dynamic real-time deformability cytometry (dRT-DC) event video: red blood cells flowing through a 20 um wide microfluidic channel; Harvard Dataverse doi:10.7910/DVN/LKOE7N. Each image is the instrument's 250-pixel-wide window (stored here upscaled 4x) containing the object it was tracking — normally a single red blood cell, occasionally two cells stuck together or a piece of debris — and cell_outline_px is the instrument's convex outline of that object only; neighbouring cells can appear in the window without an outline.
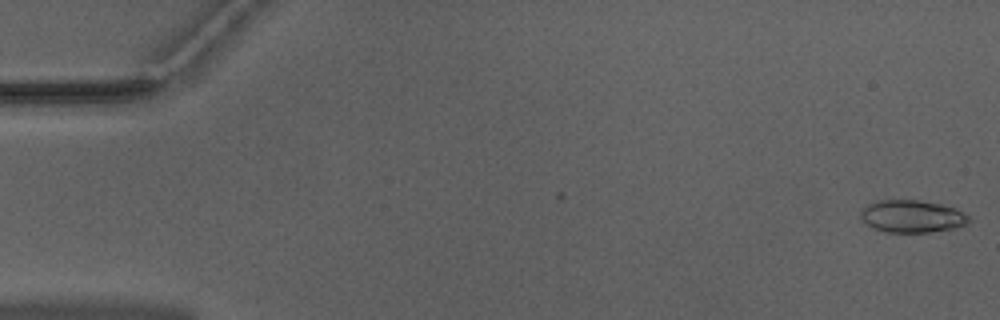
{"species": "Egyptian fruit bat (a non-hibernating species)", "species_latin": "Rousettus aegyptiacus", "temperature_condition": "warm", "stored_images_in_passage": 52, "camera_frame_rate_fps": 3000, "um_per_image_px": 0.085, "animal": {"sex": "male"}, "frame": {"image": 1, "passage_image": 1, "time_ms": 0.0, "image_size_px": [1000, 320], "cell_outline_px": [[972, 220], [968, 224], [952, 228], [928, 232], [884, 232], [868, 224], [860, 216], [860, 212], [868, 204], [880, 200], [920, 200], [940, 204], [964, 212]], "centroid_in_image_um": [77.55, 18.38], "position_along_channel_um": 7.5, "area_um2": 20.17}}
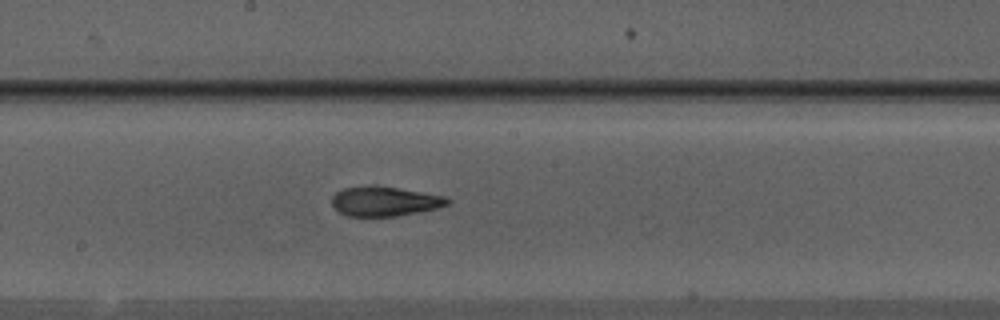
{"frame": {"image": 2, "passage_image": 28, "time_ms": 9.0, "image_size_px": [1000, 320], "cell_outline_px": [[452, 200], [448, 204], [436, 208], [396, 216], [348, 216], [340, 212], [332, 204], [332, 196], [336, 192], [344, 188], [368, 184], [376, 184], [444, 196]], "centroid_in_image_um": [32.67, 17.08], "position_along_channel_um": 215.5, "area_um2": 20.0}}
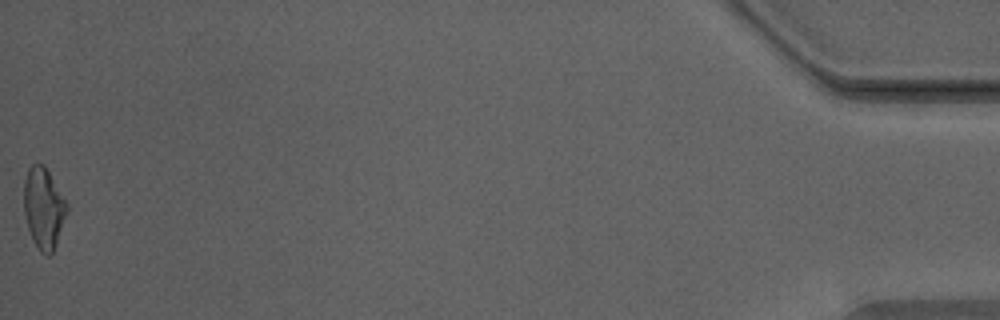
{"frame": {"image": 3, "passage_image": 52, "time_ms": 17.0, "image_size_px": [1000, 320], "cell_outline_px": [[68, 208], [52, 252], [48, 256], [40, 252], [32, 240], [28, 228], [24, 212], [24, 180], [28, 168], [32, 164], [44, 164], [68, 204]], "centroid_in_image_um": [3.68, 17.66], "position_along_channel_um": 431.5, "area_um2": 20.0}, "authors_computed_cell_mechanics": {"area_um2": 19.9988, "velocity_mm_per_s": 3.9863, "shape_relaxation_time_tau1_ms": 10.0282, "shape_relaxation_time_tau2_ms": 1.4889, "deformation_change_tau1": 0.2921, "deformation_change_tau2": 0.0951}}